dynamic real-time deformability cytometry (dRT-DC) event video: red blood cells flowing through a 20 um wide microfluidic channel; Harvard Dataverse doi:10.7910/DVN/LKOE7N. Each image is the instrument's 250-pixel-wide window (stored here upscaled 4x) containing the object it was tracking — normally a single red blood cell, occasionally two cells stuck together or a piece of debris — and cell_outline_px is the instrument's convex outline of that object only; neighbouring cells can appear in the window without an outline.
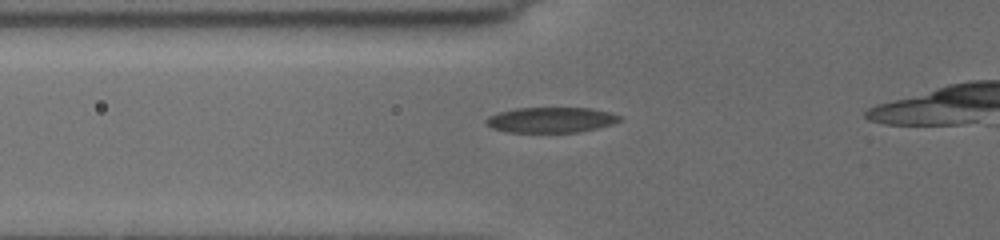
{"species": "common noctule bat (a hibernating species)", "species_latin": "Nyctalus noctula", "temperature_condition": "cold", "stored_images_in_passage": 5, "camera_frame_rate_fps": 3000, "um_per_image_px": 0.085, "animal": {"sex": "female", "body_mass_g": 19.5, "forearm_length_mm": 54.1}, "frame": {"image": 1, "passage_image": 3, "time_ms": 1.667, "image_size_px": [1000, 240], "cell_outline_px": [[620, 120], [612, 124], [580, 132], [508, 132], [492, 128], [484, 120], [488, 116], [500, 112], [516, 108], [592, 108], [608, 112], [620, 116]], "centroid_in_image_um": [46.82, 10.19], "position_along_channel_um": 79.0, "area_um2": 19.59}}